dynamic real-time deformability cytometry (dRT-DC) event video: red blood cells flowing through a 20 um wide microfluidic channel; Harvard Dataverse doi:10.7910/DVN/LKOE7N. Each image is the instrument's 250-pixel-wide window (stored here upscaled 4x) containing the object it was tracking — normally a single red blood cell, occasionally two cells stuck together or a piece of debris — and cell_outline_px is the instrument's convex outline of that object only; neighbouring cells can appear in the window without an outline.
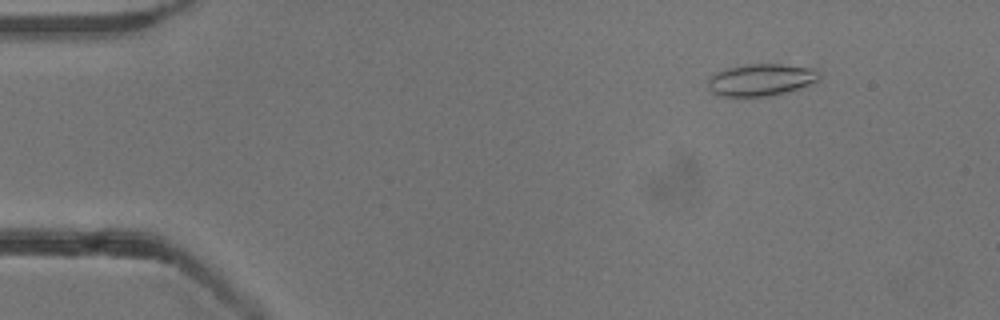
{"species": "common noctule bat (a hibernating species)", "species_latin": "Nyctalus noctula", "temperature_condition": "cold", "stored_images_in_passage": 54, "camera_frame_rate_fps": 3000, "um_per_image_px": 0.085, "animal": {"sex": "male", "body_mass_g": 13.3}, "frame": {"image": 1, "passage_image": 7, "time_ms": 2.0, "image_size_px": [1000, 320], "cell_outline_px": [[820, 80], [788, 92], [768, 96], [720, 96], [712, 92], [708, 88], [708, 80], [716, 72], [728, 68], [748, 64], [780, 64], [816, 68], [820, 72]], "centroid_in_image_um": [64.72, 6.78], "position_along_channel_um": 20.3, "area_um2": 20.81}}
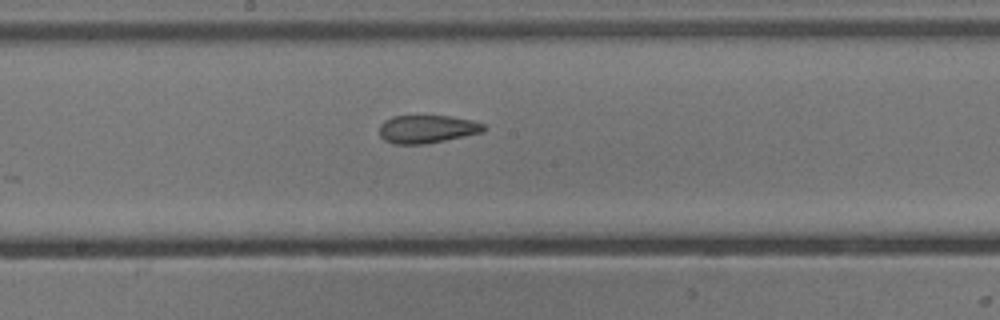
{"frame": {"image": 2, "passage_image": 29, "time_ms": 9.333, "image_size_px": [1000, 320], "cell_outline_px": [[484, 132], [424, 144], [392, 144], [384, 140], [380, 136], [380, 124], [384, 120], [392, 116], [448, 116], [472, 120], [484, 124]], "centroid_in_image_um": [36.27, 10.97], "position_along_channel_um": 211.9, "area_um2": 16.99}}
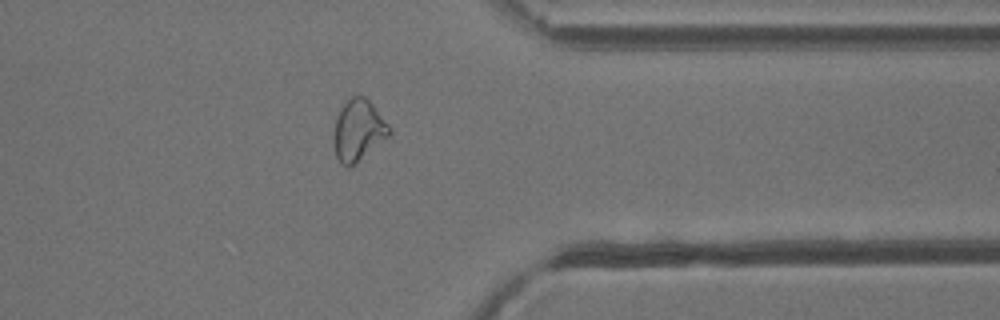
{"frame": {"image": 3, "passage_image": 43, "time_ms": 14.0, "image_size_px": [1000, 320], "cell_outline_px": [[392, 132], [388, 136], [348, 168], [336, 156], [332, 140], [332, 132], [336, 116], [340, 108], [352, 96], [364, 96], [372, 104], [392, 128]], "centroid_in_image_um": [30.42, 11.04], "position_along_channel_um": 381.0, "area_um2": 19.59}, "authors_computed_cell_mechanics": {"area_um2": 19.5942, "velocity_mm_per_s": 3.817, "shape_relaxation_time_tau1_ms": 9.3809, "shape_relaxation_time_tau2_ms": 1.9304, "deformation_change_tau1": 0.2095, "deformation_change_tau2": 0.0894}}